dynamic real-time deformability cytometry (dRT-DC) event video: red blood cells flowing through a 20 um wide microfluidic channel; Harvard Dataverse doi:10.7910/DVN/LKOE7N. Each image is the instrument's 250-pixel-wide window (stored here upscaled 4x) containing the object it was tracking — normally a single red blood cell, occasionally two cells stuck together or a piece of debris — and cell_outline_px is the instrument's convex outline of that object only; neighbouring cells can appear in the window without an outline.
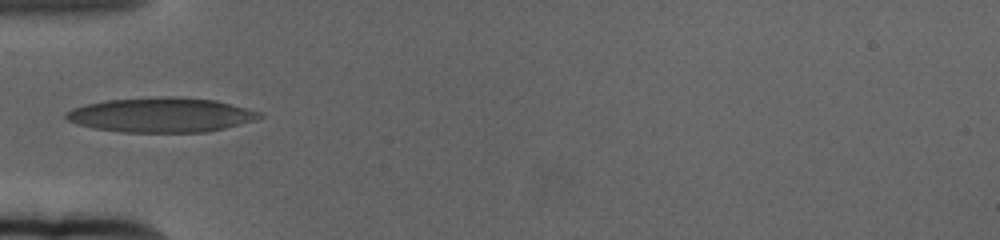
{"species": "human", "species_latin": "Homo sapiens", "temperature_condition": "cold", "stored_images_in_passage": 35, "camera_frame_rate_fps": 3000, "um_per_image_px": 0.085, "donor": {"sex": "female"}, "frame": {"image": 1, "passage_image": 1, "time_ms": 0.0, "image_size_px": [1000, 240], "cell_outline_px": [[264, 116], [256, 120], [208, 132], [124, 132], [92, 128], [68, 120], [64, 116], [72, 108], [84, 104], [108, 100], [172, 96], [216, 100], [260, 112]], "centroid_in_image_um": [13.71, 9.77], "position_along_channel_um": 71.3, "area_um2": 38.78}}
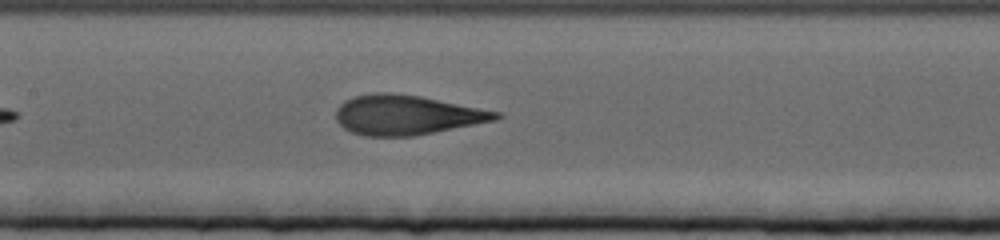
{"frame": {"image": 2, "passage_image": 10, "time_ms": 3.0, "image_size_px": [1000, 240], "cell_outline_px": [[504, 116], [496, 120], [412, 136], [364, 136], [352, 132], [344, 128], [336, 120], [336, 108], [344, 100], [356, 96], [376, 92], [392, 92], [420, 96], [500, 112]], "centroid_in_image_um": [34.54, 9.76], "position_along_channel_um": 172.9, "area_um2": 36.82}}
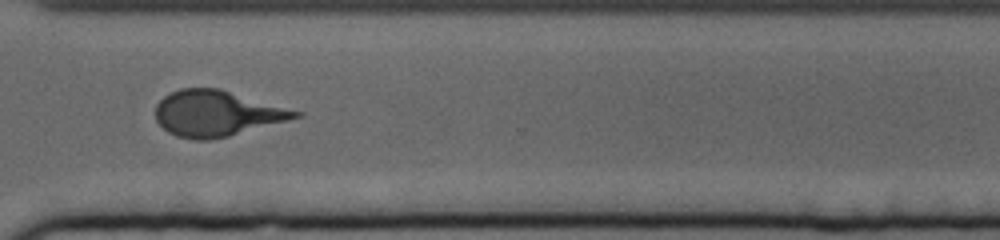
{"frame": {"image": 3, "passage_image": 26, "time_ms": 8.333, "image_size_px": [1000, 240], "cell_outline_px": [[304, 112], [300, 116], [288, 120], [228, 136], [208, 140], [196, 140], [176, 136], [168, 132], [156, 120], [156, 104], [164, 96], [180, 88], [220, 88]], "centroid_in_image_um": [18.42, 9.63], "position_along_channel_um": 352.2, "area_um2": 37.17}, "authors_computed_cell_mechanics": {"area_um2": 36.8186, "velocity_mm_per_s": 3.3644, "shape_relaxation_time_tau1_ms": 4.6431, "shape_relaxation_time_tau2_ms": 1.1248, "deformation_change_tau1": 0.2034, "deformation_change_tau2": 0.1}}